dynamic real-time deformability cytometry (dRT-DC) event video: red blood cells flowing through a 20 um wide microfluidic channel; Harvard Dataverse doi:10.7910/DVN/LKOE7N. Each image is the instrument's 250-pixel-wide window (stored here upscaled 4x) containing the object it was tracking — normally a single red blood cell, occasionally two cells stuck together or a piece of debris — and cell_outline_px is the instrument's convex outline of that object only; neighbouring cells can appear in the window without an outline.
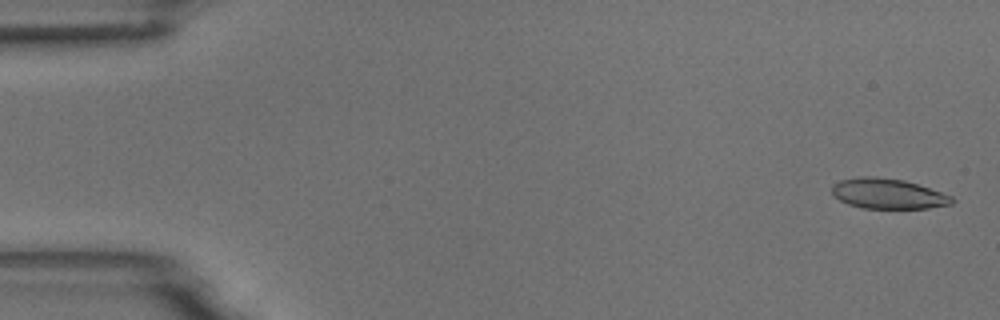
{"species": "common noctule bat (a hibernating species)", "species_latin": "Nyctalus noctula", "temperature_condition": "room temperature", "stored_images_in_passage": 54, "camera_frame_rate_fps": 3000, "um_per_image_px": 0.085, "animal": {"sex": "male", "body_mass_g": 18.8}, "frame": {"image": 1, "passage_image": 2, "time_ms": 0.333, "image_size_px": [1000, 320], "cell_outline_px": [[956, 200], [952, 204], [928, 208], [864, 208], [848, 204], [832, 196], [832, 184], [840, 180], [860, 176], [872, 176], [904, 180], [952, 196]], "centroid_in_image_um": [75.45, 16.46], "position_along_channel_um": 9.6, "area_um2": 21.1}}
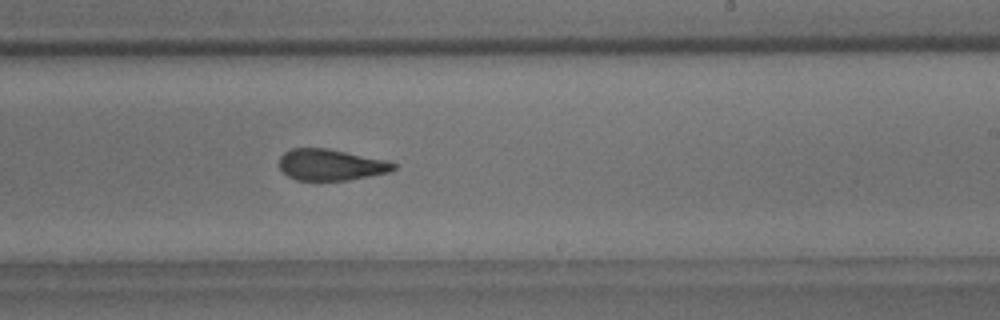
{"frame": {"image": 2, "passage_image": 33, "time_ms": 10.667, "image_size_px": [1000, 320], "cell_outline_px": [[396, 168], [392, 172], [348, 180], [296, 180], [280, 172], [280, 156], [284, 152], [292, 148], [328, 148], [388, 160], [396, 164]], "centroid_in_image_um": [28.13, 14.0], "position_along_channel_um": 260.9, "area_um2": 21.1}}
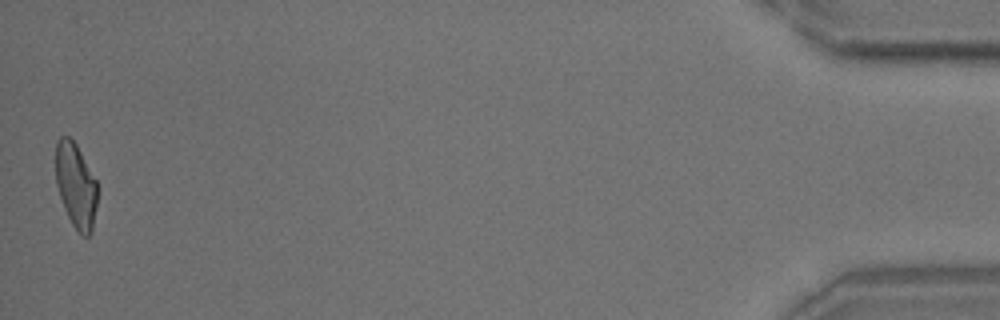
{"frame": {"image": 3, "passage_image": 54, "time_ms": 17.667, "image_size_px": [1000, 320], "cell_outline_px": [[96, 208], [92, 232], [88, 236], [80, 236], [72, 224], [64, 208], [56, 184], [56, 140], [60, 136], [68, 136], [76, 144], [96, 180]], "centroid_in_image_um": [6.44, 15.78], "position_along_channel_um": 428.8, "area_um2": 20.52}, "authors_computed_cell_mechanics": {"area_um2": 21.9062, "velocity_mm_per_s": 3.7322, "shape_relaxation_time_tau1_ms": 7.3053, "shape_relaxation_time_tau2_ms": 2.2405, "deformation_change_tau1": 0.1996, "deformation_change_tau2": 0.1011}}